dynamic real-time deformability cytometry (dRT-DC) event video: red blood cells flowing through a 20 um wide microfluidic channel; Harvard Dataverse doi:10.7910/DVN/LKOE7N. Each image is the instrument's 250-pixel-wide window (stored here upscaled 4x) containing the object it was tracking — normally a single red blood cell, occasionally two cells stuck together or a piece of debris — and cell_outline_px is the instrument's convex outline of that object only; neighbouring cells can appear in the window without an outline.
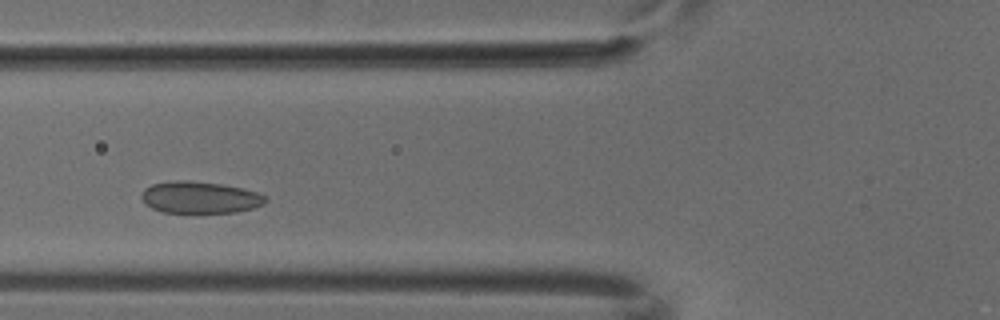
{"species": "common noctule bat (a hibernating species)", "species_latin": "Nyctalus noctula", "temperature_condition": "cold", "stored_images_in_passage": 5, "camera_frame_rate_fps": 3000, "um_per_image_px": 0.085, "animal": {"sex": "male", "body_mass_g": 18.8}, "frame": {"image": 1, "passage_image": 3, "time_ms": 0.667, "image_size_px": [1000, 320], "cell_outline_px": [[268, 200], [264, 204], [252, 208], [236, 212], [160, 212], [152, 208], [140, 196], [144, 188], [152, 184], [172, 180], [184, 180], [220, 184], [240, 188], [256, 192], [268, 196]], "centroid_in_image_um": [16.99, 16.77], "position_along_channel_um": 108.8, "area_um2": 22.83}}
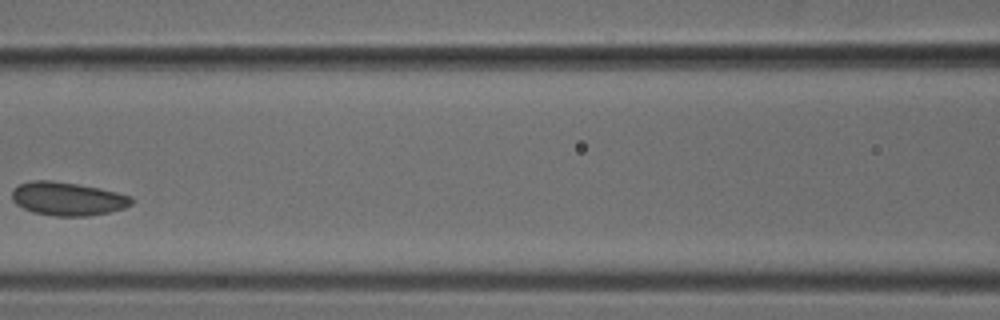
{"frame": {"image": 2, "passage_image": 4, "time_ms": 1.0, "image_size_px": [1000, 320], "cell_outline_px": [[136, 200], [132, 204], [124, 208], [108, 212], [88, 216], [52, 216], [32, 212], [16, 204], [12, 200], [12, 188], [20, 184], [32, 180], [52, 180], [100, 188], [132, 196]], "centroid_in_image_um": [5.75, 16.89], "position_along_channel_um": 160.8, "area_um2": 23.47}}
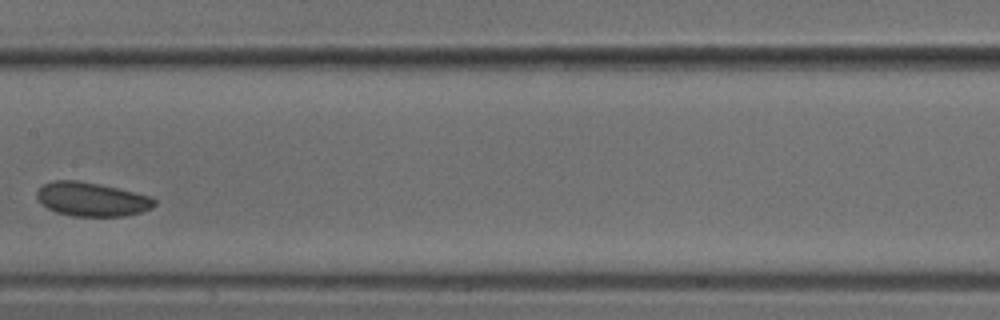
{"frame": {"image": 3, "passage_image": 5, "time_ms": 1.333, "image_size_px": [1000, 320], "cell_outline_px": [[156, 204], [152, 208], [140, 212], [124, 216], [72, 216], [56, 212], [40, 204], [36, 196], [36, 192], [44, 184], [56, 180], [76, 180], [116, 188], [152, 196], [156, 200]], "centroid_in_image_um": [7.79, 16.95], "position_along_channel_um": 199.6, "area_um2": 23.12}}